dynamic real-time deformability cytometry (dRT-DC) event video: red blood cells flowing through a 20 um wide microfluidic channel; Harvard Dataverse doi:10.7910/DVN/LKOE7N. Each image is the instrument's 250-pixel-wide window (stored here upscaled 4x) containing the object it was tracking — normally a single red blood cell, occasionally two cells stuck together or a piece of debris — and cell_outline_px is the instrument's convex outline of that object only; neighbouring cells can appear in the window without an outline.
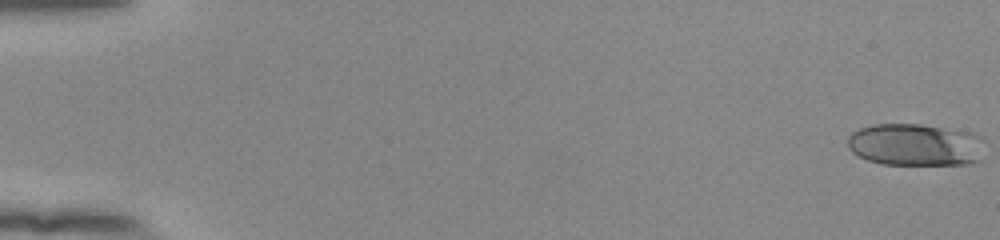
{"species": "human", "species_latin": "Homo sapiens", "temperature_condition": "room temperature", "stored_images_in_passage": 54, "camera_frame_rate_fps": 3000, "um_per_image_px": 0.085, "donor": {"sex": "female"}, "frame": {"image": 1, "passage_image": 1, "time_ms": 0.0, "image_size_px": [1000, 240], "cell_outline_px": [[984, 160], [968, 164], [884, 164], [868, 160], [852, 152], [848, 148], [848, 136], [852, 132], [860, 128], [872, 124], [920, 124], [976, 132], [984, 136]], "centroid_in_image_um": [77.91, 12.29], "position_along_channel_um": 7.1, "area_um2": 34.51}}
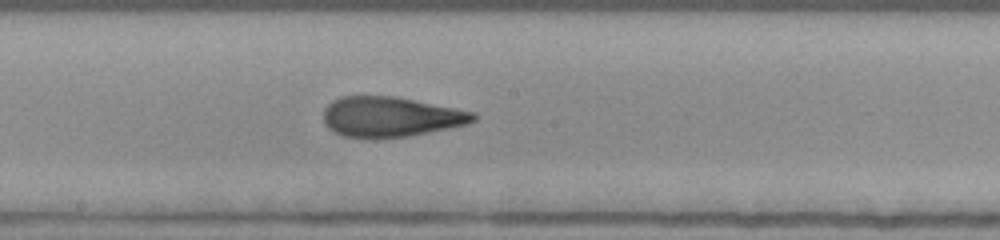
{"frame": {"image": 2, "passage_image": 31, "time_ms": 10.0, "image_size_px": [1000, 240], "cell_outline_px": [[476, 120], [468, 124], [408, 136], [344, 136], [332, 132], [324, 124], [324, 108], [332, 100], [340, 96], [396, 96], [476, 112]], "centroid_in_image_um": [33.2, 9.9], "position_along_channel_um": 215.0, "area_um2": 34.68}}
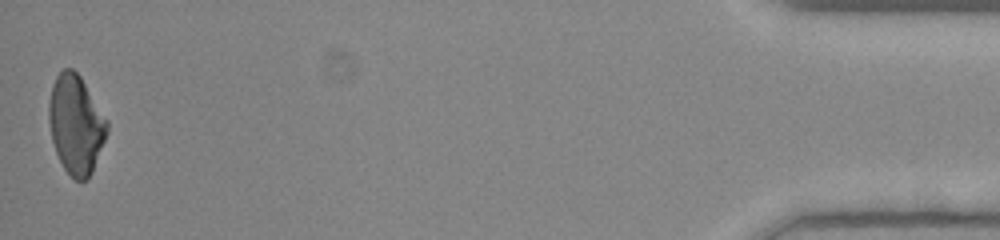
{"frame": {"image": 3, "passage_image": 54, "time_ms": 17.667, "image_size_px": [1000, 240], "cell_outline_px": [[108, 132], [92, 172], [84, 180], [76, 180], [64, 168], [56, 152], [52, 140], [48, 120], [48, 104], [52, 84], [56, 76], [64, 68], [72, 68], [80, 76], [108, 120]], "centroid_in_image_um": [6.44, 10.55], "position_along_channel_um": 428.8, "area_um2": 33.35}, "authors_computed_cell_mechanics": {"area_um2": 34.3043, "velocity_mm_per_s": 3.904, "shape_relaxation_time_tau1_ms": 5.4432, "shape_relaxation_time_tau2_ms": 1.3666, "deformation_change_tau1": 0.2019, "deformation_change_tau2": 0.105}}